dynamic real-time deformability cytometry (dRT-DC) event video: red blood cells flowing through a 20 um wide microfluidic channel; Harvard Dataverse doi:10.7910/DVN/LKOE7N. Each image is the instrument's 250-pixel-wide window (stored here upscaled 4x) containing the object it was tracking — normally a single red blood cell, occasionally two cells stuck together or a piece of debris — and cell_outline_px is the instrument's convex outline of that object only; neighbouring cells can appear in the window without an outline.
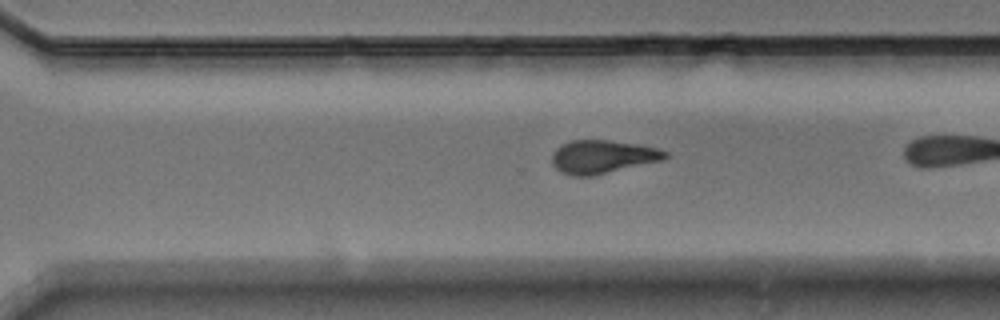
{"species": "Egyptian fruit bat (a non-hibernating species)", "species_latin": "Rousettus aegyptiacus", "temperature_condition": "warm", "stored_images_in_passage": 41, "camera_frame_rate_fps": 3000, "um_per_image_px": 0.085, "animal": {"sex": "male"}, "frame": {"image": 1, "passage_image": 35, "time_ms": 11.333, "image_size_px": [1000, 320], "cell_outline_px": [[668, 156], [660, 160], [592, 176], [572, 176], [560, 172], [552, 164], [552, 152], [560, 144], [572, 140], [608, 140], [640, 144], [656, 148], [668, 152]], "centroid_in_image_um": [51.16, 13.31], "position_along_channel_um": 319.4, "area_um2": 21.91}}